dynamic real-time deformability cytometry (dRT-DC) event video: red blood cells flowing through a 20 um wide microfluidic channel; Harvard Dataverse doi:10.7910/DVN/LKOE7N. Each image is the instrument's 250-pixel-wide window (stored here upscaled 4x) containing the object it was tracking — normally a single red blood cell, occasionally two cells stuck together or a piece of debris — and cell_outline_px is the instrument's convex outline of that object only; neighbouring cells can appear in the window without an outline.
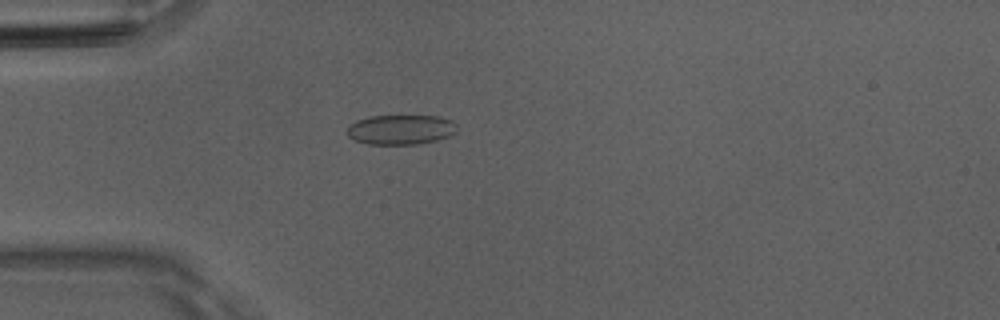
{"species": "Egyptian fruit bat (a non-hibernating species)", "species_latin": "Rousettus aegyptiacus", "temperature_condition": "room temperature", "stored_images_in_passage": 42, "camera_frame_rate_fps": 3000, "um_per_image_px": 0.085, "animal": {"sex": "male"}, "frame": {"image": 1, "passage_image": 6, "time_ms": 1.667, "image_size_px": [1000, 320], "cell_outline_px": [[456, 132], [448, 136], [436, 140], [420, 144], [368, 144], [356, 140], [348, 136], [348, 128], [356, 120], [368, 116], [440, 116], [452, 120], [456, 124]], "centroid_in_image_um": [34.09, 11.01], "position_along_channel_um": 50.9, "area_um2": 19.02}}
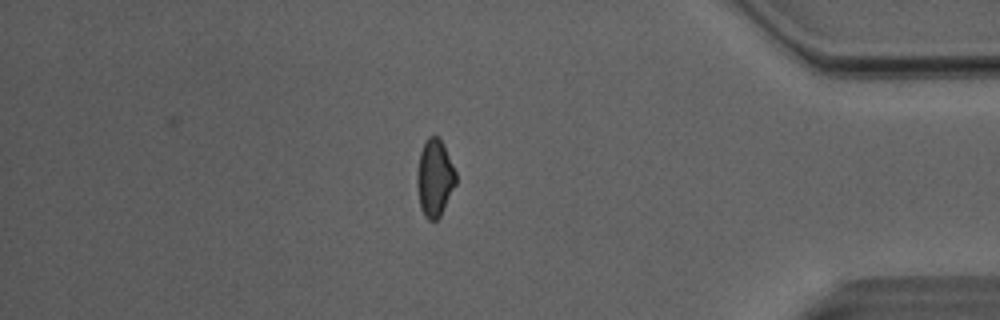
{"frame": {"image": 2, "passage_image": 35, "time_ms": 11.333, "image_size_px": [1000, 320], "cell_outline_px": [[456, 184], [440, 216], [436, 220], [428, 220], [424, 216], [420, 208], [416, 184], [416, 176], [420, 152], [428, 136], [436, 136], [440, 140], [456, 172]], "centroid_in_image_um": [36.92, 15.17], "position_along_channel_um": 398.3, "area_um2": 17.28}}
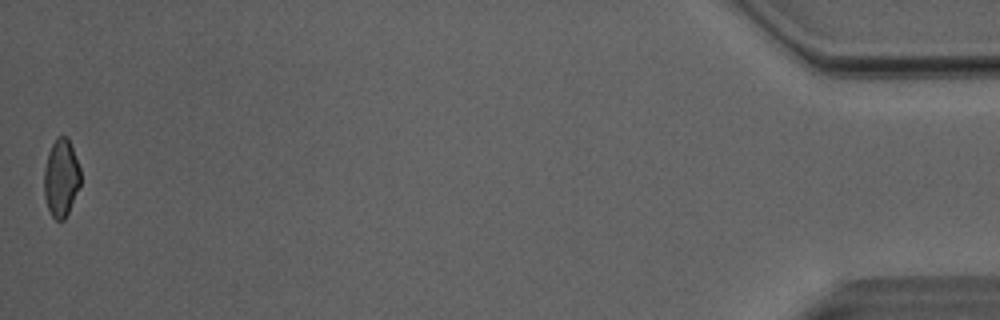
{"frame": {"image": 3, "passage_image": 42, "time_ms": 13.667, "image_size_px": [1000, 320], "cell_outline_px": [[80, 184], [68, 212], [64, 220], [56, 220], [52, 216], [48, 208], [44, 196], [44, 168], [48, 152], [56, 136], [68, 136], [80, 168]], "centroid_in_image_um": [5.18, 15.09], "position_along_channel_um": 430.0, "area_um2": 16.47}, "authors_computed_cell_mechanics": {"area_um2": 17.918, "velocity_mm_per_s": 4.0658, "shape_relaxation_time_tau1_ms": null, "shape_relaxation_time_tau2_ms": 1.782, "deformation_change_tau1": null, "deformation_change_tau2": 0.069}}